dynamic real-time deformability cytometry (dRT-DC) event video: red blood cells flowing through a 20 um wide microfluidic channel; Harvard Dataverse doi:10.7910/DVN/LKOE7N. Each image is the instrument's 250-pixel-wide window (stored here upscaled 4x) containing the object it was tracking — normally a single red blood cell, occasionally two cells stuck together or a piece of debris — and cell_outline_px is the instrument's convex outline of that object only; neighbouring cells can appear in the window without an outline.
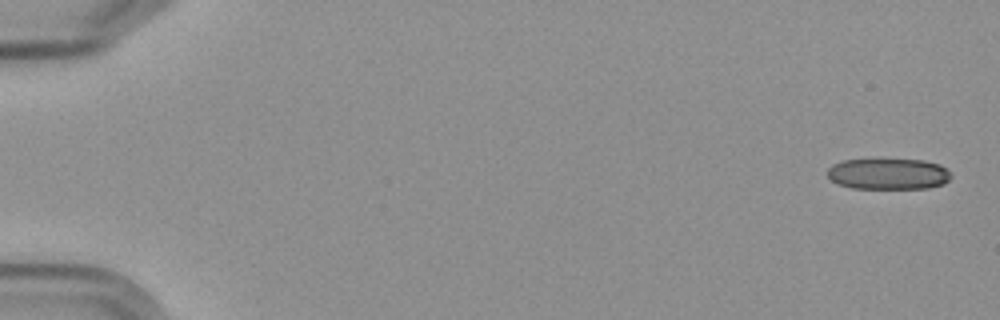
{"species": "Egyptian fruit bat (a non-hibernating species)", "species_latin": "Rousettus aegyptiacus", "temperature_condition": "cold", "stored_images_in_passage": 9, "camera_frame_rate_fps": 3000, "um_per_image_px": 0.085, "frame": {"image": 1, "passage_image": 1, "time_ms": 0.0, "image_size_px": [1000, 320], "cell_outline_px": [[952, 176], [944, 184], [928, 188], [852, 188], [840, 184], [832, 180], [828, 176], [828, 168], [832, 164], [844, 160], [924, 160], [940, 164], [948, 168]], "centroid_in_image_um": [75.56, 14.78], "position_along_channel_um": 9.4, "area_um2": 22.31}}
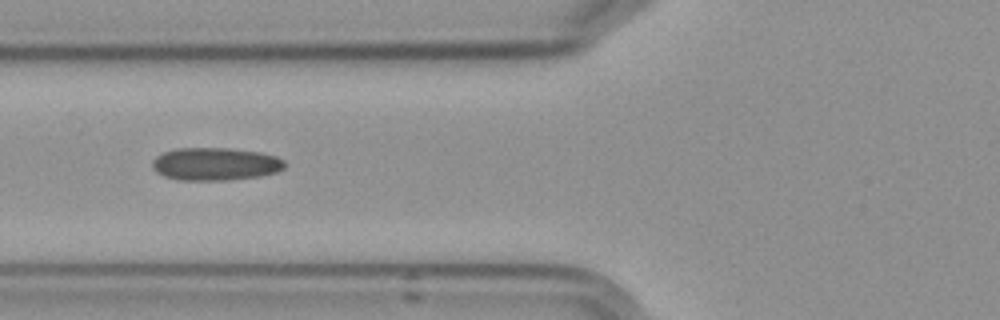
{"frame": {"image": 2, "passage_image": 7, "time_ms": 7.0, "image_size_px": [1000, 320], "cell_outline_px": [[284, 168], [276, 172], [260, 176], [228, 180], [176, 180], [164, 176], [156, 172], [152, 168], [152, 160], [156, 156], [164, 152], [176, 148], [232, 148], [260, 152], [276, 156], [284, 160]], "centroid_in_image_um": [18.28, 13.94], "position_along_channel_um": 107.5, "area_um2": 25.49}}
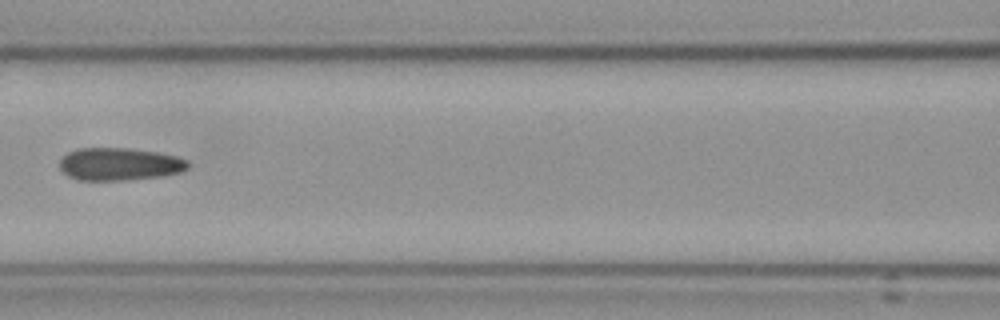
{"frame": {"image": 3, "passage_image": 8, "time_ms": 8.333, "image_size_px": [1000, 320], "cell_outline_px": [[188, 168], [180, 172], [160, 176], [128, 180], [80, 180], [68, 176], [60, 168], [60, 160], [68, 152], [80, 148], [128, 148], [156, 152], [176, 156], [188, 160]], "centroid_in_image_um": [10.15, 13.95], "position_along_channel_um": 156.4, "area_um2": 24.28}}